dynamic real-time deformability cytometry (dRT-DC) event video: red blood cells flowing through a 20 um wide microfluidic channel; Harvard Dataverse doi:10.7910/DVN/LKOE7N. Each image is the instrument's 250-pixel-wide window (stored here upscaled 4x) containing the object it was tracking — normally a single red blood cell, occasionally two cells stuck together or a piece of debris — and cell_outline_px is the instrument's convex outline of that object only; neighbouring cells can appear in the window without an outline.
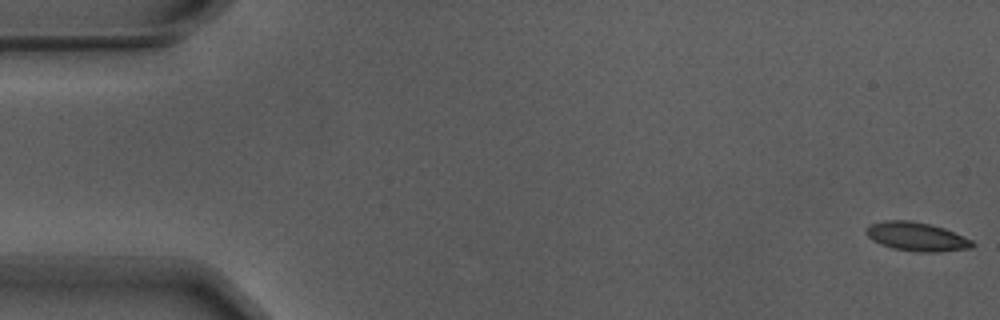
{"species": "Egyptian fruit bat (a non-hibernating species)", "species_latin": "Rousettus aegyptiacus", "temperature_condition": "warm", "stored_images_in_passage": 56, "camera_frame_rate_fps": 3000, "um_per_image_px": 0.085, "animal": {"sex": "male"}, "frame": {"image": 1, "passage_image": 1, "time_ms": 0.0, "image_size_px": [1000, 320], "cell_outline_px": [[976, 244], [972, 248], [940, 252], [916, 252], [892, 248], [880, 244], [872, 240], [864, 232], [864, 228], [868, 224], [884, 220], [912, 220], [944, 228], [972, 240]], "centroid_in_image_um": [77.87, 20.11], "position_along_channel_um": 7.1, "area_um2": 18.09}}
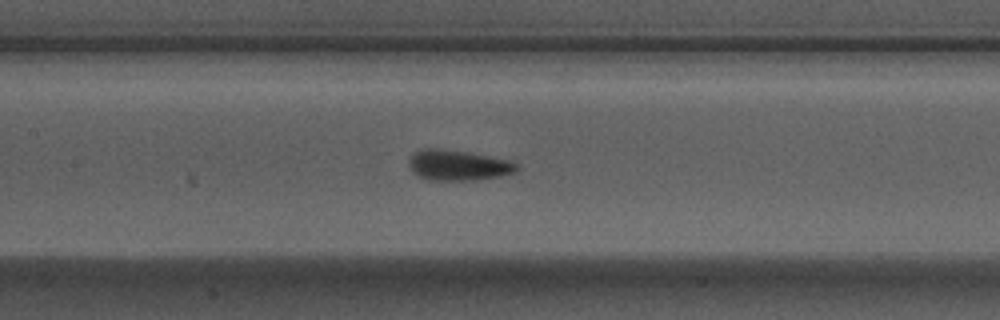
{"frame": {"image": 2, "passage_image": 26, "time_ms": 8.333, "image_size_px": [1000, 320], "cell_outline_px": [[520, 168], [516, 172], [500, 176], [476, 180], [428, 180], [416, 176], [412, 172], [408, 164], [408, 160], [420, 148], [436, 148], [468, 152], [508, 160], [516, 164]], "centroid_in_image_um": [38.9, 14.05], "position_along_channel_um": 168.5, "area_um2": 19.25}}
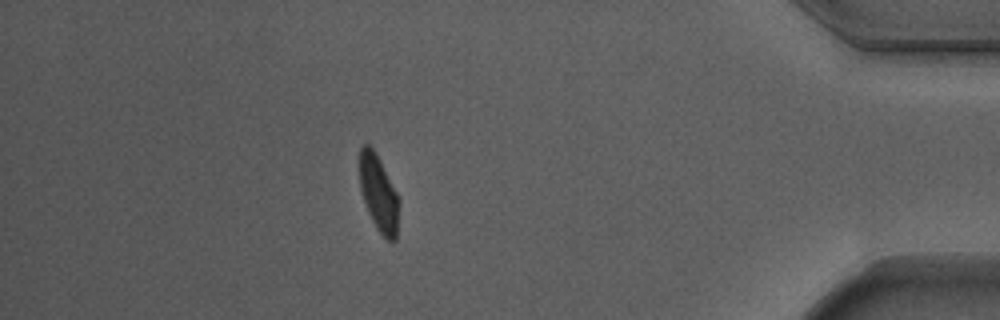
{"frame": {"image": 3, "passage_image": 49, "time_ms": 16.0, "image_size_px": [1000, 320], "cell_outline_px": [[400, 200], [396, 240], [388, 240], [376, 228], [364, 204], [360, 188], [360, 148], [364, 144], [368, 144], [376, 152]], "centroid_in_image_um": [32.19, 16.44], "position_along_channel_um": 403.0, "area_um2": 17.46}, "authors_computed_cell_mechanics": {"area_um2": 17.918, "velocity_mm_per_s": 3.7002, "shape_relaxation_time_tau1_ms": 3.3988, "shape_relaxation_time_tau2_ms": 1.0747, "deformation_change_tau1": 0.1406, "deformation_change_tau2": 0.0602}}